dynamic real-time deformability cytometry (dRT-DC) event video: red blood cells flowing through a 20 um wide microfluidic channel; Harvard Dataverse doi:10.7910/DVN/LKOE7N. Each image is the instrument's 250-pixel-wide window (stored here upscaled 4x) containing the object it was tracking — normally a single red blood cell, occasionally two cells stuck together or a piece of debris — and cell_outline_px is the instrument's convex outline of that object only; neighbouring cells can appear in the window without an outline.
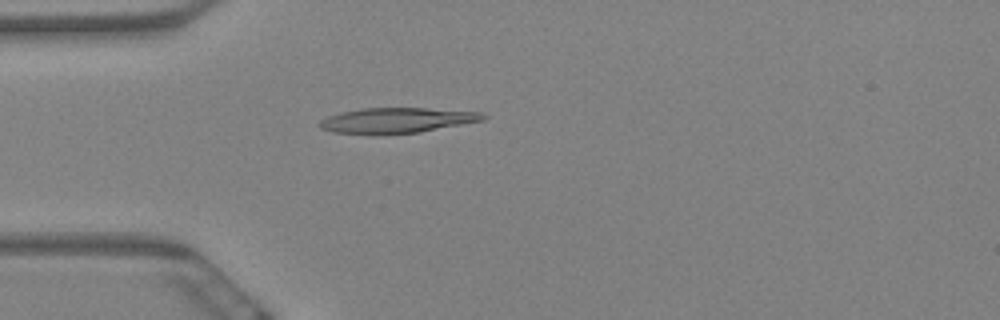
{"species": "Egyptian fruit bat (a non-hibernating species)", "species_latin": "Rousettus aegyptiacus", "temperature_condition": "warm", "stored_images_in_passage": 2, "camera_frame_rate_fps": 3000, "um_per_image_px": 0.085, "animal": {"sex": "female"}, "frame": {"image": 1, "passage_image": 2, "time_ms": 0.333, "image_size_px": [1000, 320], "cell_outline_px": [[488, 116], [484, 120], [420, 132], [332, 132], [320, 128], [316, 124], [320, 120], [328, 116], [340, 112], [360, 108], [428, 108], [480, 112]], "centroid_in_image_um": [33.74, 10.19], "position_along_channel_um": 51.3, "area_um2": 23.41}}